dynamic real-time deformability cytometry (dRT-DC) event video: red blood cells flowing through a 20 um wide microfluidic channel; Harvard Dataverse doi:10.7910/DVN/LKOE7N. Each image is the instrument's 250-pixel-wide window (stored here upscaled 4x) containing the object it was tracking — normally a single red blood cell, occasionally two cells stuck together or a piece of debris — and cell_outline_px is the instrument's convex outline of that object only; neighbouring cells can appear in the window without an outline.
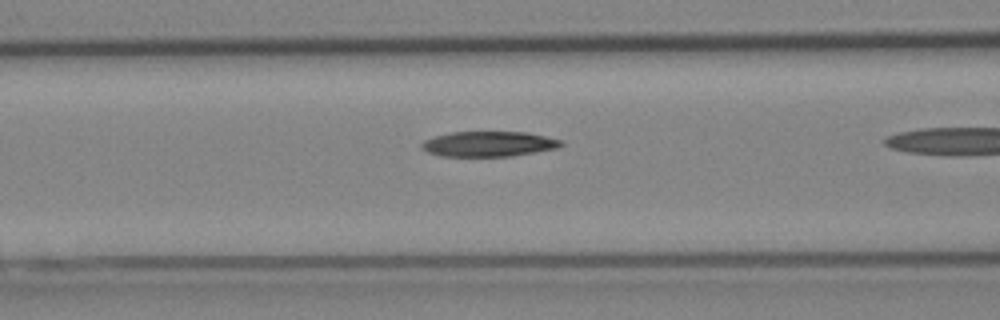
{"species": "Egyptian fruit bat (a non-hibernating species)", "species_latin": "Rousettus aegyptiacus", "temperature_condition": "cold", "stored_images_in_passage": 19, "camera_frame_rate_fps": 3000, "um_per_image_px": 0.085, "animal": {"sex": "female"}, "frame": {"image": 1, "passage_image": 9, "time_ms": 2.667, "image_size_px": [1000, 320], "cell_outline_px": [[564, 144], [556, 148], [508, 156], [440, 156], [428, 152], [420, 148], [420, 144], [424, 140], [436, 136], [452, 132], [524, 132], [564, 140]], "centroid_in_image_um": [41.51, 12.23], "position_along_channel_um": 125.1, "area_um2": 20.29}}